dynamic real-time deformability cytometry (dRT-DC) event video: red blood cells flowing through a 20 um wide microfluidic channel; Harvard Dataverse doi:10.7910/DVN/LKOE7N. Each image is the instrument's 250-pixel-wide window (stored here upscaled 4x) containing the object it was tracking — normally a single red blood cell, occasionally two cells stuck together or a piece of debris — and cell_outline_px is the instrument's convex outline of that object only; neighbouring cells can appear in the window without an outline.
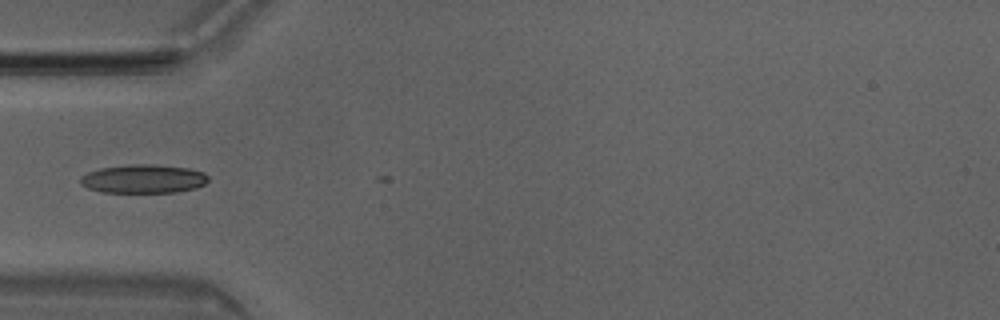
{"species": "Egyptian fruit bat (a non-hibernating species)", "species_latin": "Rousettus aegyptiacus", "temperature_condition": "room temperature", "stored_images_in_passage": 4, "camera_frame_rate_fps": 3000, "um_per_image_px": 0.085, "animal": {"sex": "male"}, "frame": {"image": 1, "passage_image": 1, "time_ms": 0.0, "image_size_px": [1000, 320], "cell_outline_px": [[208, 180], [204, 184], [192, 188], [176, 192], [100, 192], [88, 188], [80, 184], [80, 176], [88, 172], [100, 168], [128, 164], [152, 164], [188, 168], [204, 172], [208, 176]], "centroid_in_image_um": [12.15, 15.19], "position_along_channel_um": 72.8, "area_um2": 21.33}}